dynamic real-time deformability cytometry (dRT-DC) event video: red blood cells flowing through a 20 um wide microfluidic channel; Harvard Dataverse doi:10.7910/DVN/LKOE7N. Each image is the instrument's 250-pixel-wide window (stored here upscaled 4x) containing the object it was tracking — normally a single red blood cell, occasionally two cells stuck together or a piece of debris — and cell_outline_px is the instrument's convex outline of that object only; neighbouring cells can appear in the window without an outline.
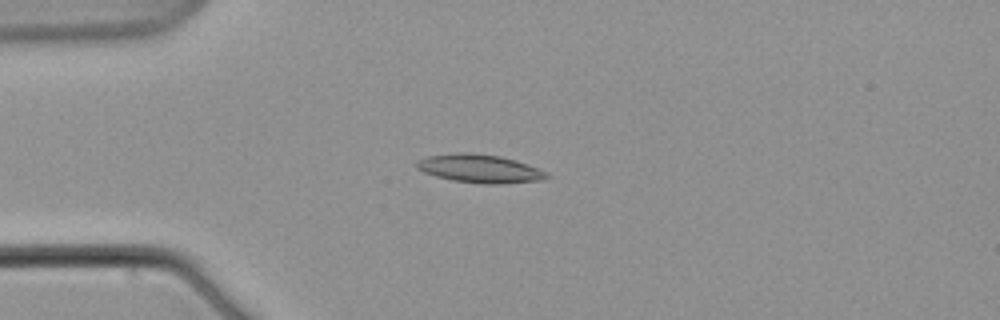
{"species": "common noctule bat (a hibernating species)", "species_latin": "Nyctalus noctula", "temperature_condition": "warm", "stored_images_in_passage": 8, "camera_frame_rate_fps": 3000, "um_per_image_px": 0.085, "animal": {"sex": "male", "body_mass_g": 21.5, "forearm_length_mm": 52.0}, "frame": {"image": 1, "passage_image": 6, "time_ms": 6.0, "image_size_px": [1000, 320], "cell_outline_px": [[552, 176], [544, 180], [500, 184], [484, 184], [452, 180], [436, 176], [424, 172], [416, 168], [416, 164], [420, 160], [428, 156], [460, 152], [468, 152], [500, 156], [516, 160], [528, 164], [548, 172]], "centroid_in_image_um": [40.85, 14.34], "position_along_channel_um": 44.2, "area_um2": 21.56}}
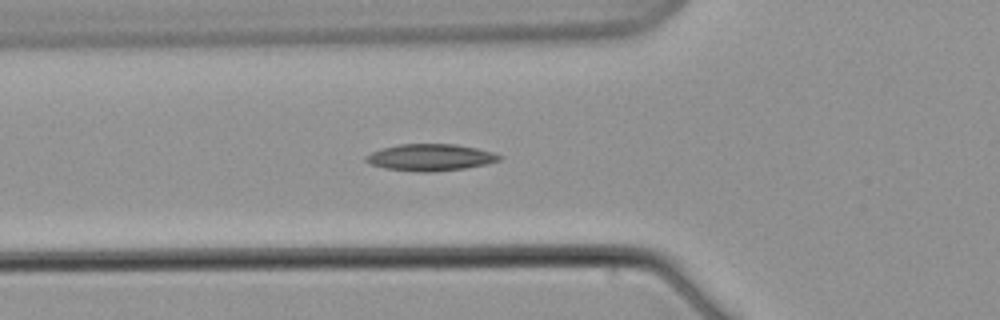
{"frame": {"image": 2, "passage_image": 8, "time_ms": 8.333, "image_size_px": [1000, 320], "cell_outline_px": [[504, 156], [500, 160], [484, 164], [464, 168], [432, 172], [420, 172], [384, 168], [372, 164], [364, 160], [364, 156], [372, 152], [384, 148], [400, 144], [456, 144], [476, 148], [492, 152]], "centroid_in_image_um": [36.58, 13.38], "position_along_channel_um": 89.2, "area_um2": 20.63}}